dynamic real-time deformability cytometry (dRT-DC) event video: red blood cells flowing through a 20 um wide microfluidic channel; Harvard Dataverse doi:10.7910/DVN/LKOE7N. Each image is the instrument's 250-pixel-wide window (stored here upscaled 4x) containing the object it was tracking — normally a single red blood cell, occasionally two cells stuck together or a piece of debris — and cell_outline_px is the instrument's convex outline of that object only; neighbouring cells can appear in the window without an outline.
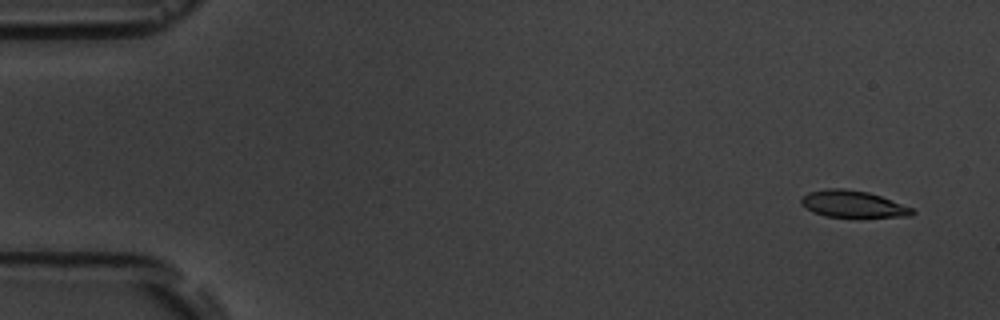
{"species": "common noctule bat (a hibernating species)", "species_latin": "Nyctalus noctula", "temperature_condition": "room temperature", "stored_images_in_passage": 5, "camera_frame_rate_fps": 3000, "um_per_image_px": 0.085, "animal": {"sex": "male", "body_mass_g": 19.5, "forearm_length_mm": 54.6}, "frame": {"image": 1, "passage_image": 1, "time_ms": 0.0, "image_size_px": [1000, 320], "cell_outline_px": [[916, 212], [912, 216], [824, 216], [812, 212], [800, 204], [800, 200], [808, 192], [828, 188], [844, 188], [868, 192], [880, 196], [912, 208]], "centroid_in_image_um": [72.45, 17.33], "position_along_channel_um": 12.6, "area_um2": 17.05}}
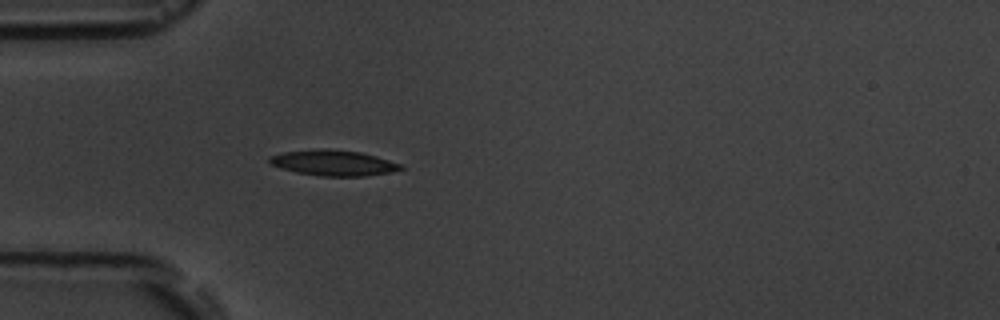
{"frame": {"image": 2, "passage_image": 5, "time_ms": 4.333, "image_size_px": [1000, 320], "cell_outline_px": [[404, 168], [392, 172], [364, 176], [320, 176], [296, 172], [268, 164], [268, 156], [284, 152], [320, 148], [328, 148], [360, 152], [376, 156], [404, 164]], "centroid_in_image_um": [28.35, 13.84], "position_along_channel_um": 56.7, "area_um2": 19.83}}